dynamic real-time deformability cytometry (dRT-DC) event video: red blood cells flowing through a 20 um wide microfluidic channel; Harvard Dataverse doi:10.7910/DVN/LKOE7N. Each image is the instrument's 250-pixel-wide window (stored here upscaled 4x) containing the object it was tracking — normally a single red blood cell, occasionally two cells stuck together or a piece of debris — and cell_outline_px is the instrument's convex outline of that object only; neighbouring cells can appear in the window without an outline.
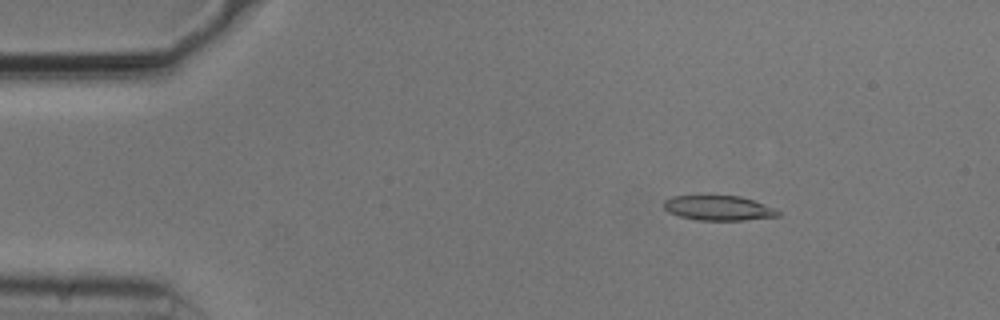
{"species": "common noctule bat (a hibernating species)", "species_latin": "Nyctalus noctula", "temperature_condition": "cold", "stored_images_in_passage": 55, "segment_of_instrument_passage": [1, 2], "camera_frame_rate_fps": 3000, "um_per_image_px": 0.085, "animal": {"sex": "male", "body_mass_g": 20.5, "forearm_length_mm": 52.5}, "frame": {"image": 1, "passage_image": 8, "time_ms": 2.333, "image_size_px": [1000, 320], "cell_outline_px": [[780, 216], [744, 220], [696, 220], [680, 216], [668, 212], [664, 208], [664, 200], [672, 196], [740, 196], [776, 208], [780, 212]], "centroid_in_image_um": [61.08, 17.69], "position_along_channel_um": 23.9, "area_um2": 16.47}}
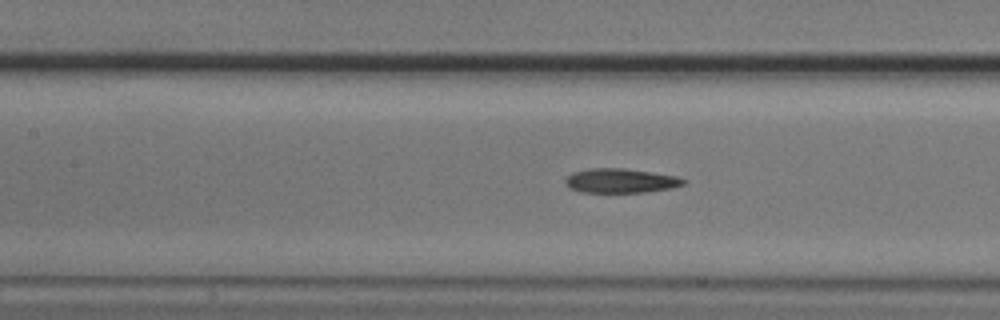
{"frame": {"image": 2, "passage_image": 24, "time_ms": 7.667, "image_size_px": [1000, 320], "cell_outline_px": [[688, 180], [684, 184], [672, 188], [648, 192], [580, 192], [568, 188], [564, 180], [572, 172], [588, 168], [624, 168], [652, 172], [676, 176]], "centroid_in_image_um": [52.74, 15.36], "position_along_channel_um": 154.7, "area_um2": 16.94}}
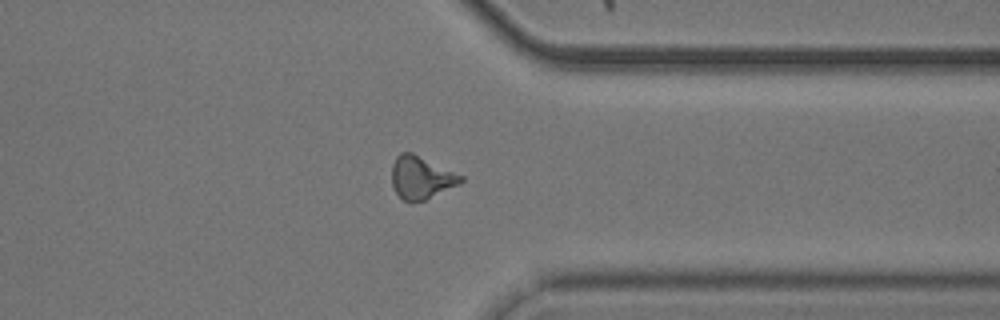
{"frame": {"image": 3, "passage_image": 42, "time_ms": 13.667, "image_size_px": [1000, 320], "cell_outline_px": [[464, 180], [460, 184], [424, 200], [412, 204], [404, 200], [396, 192], [392, 184], [392, 164], [396, 156], [400, 152], [412, 152], [464, 176]], "centroid_in_image_um": [35.79, 15.1], "position_along_channel_um": 375.6, "area_um2": 17.28}}